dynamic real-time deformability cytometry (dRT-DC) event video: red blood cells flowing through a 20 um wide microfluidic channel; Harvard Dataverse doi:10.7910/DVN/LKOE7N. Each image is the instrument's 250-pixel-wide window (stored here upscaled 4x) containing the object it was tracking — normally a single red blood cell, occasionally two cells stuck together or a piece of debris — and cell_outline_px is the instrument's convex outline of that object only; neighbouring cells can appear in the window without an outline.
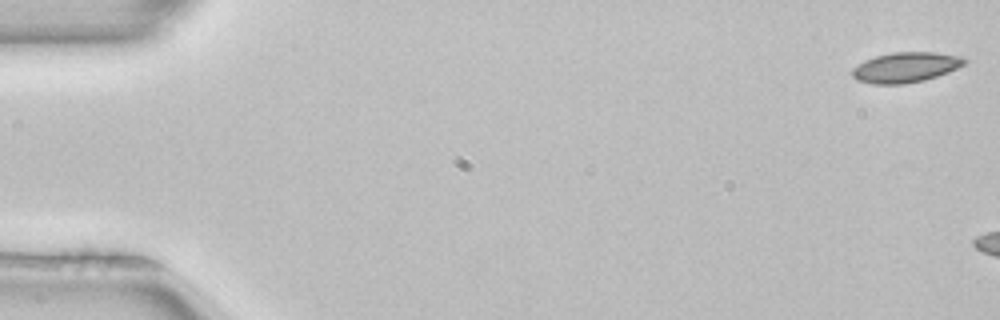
{"species": "common noctule bat (a hibernating species)", "species_latin": "Nyctalus noctula", "temperature_condition": "room temperature", "stored_images_in_passage": 4, "camera_frame_rate_fps": 3000, "um_per_image_px": 0.085, "animal": {"sex": "female", "body_mass_g": 22.7, "forearm_length_mm": 54.2}, "frame": {"image": 1, "passage_image": 1, "time_ms": 0.0, "image_size_px": [1000, 320], "cell_outline_px": [[968, 60], [964, 64], [948, 72], [924, 80], [904, 84], [872, 84], [856, 80], [852, 76], [852, 68], [864, 60], [876, 56], [892, 52], [932, 52], [960, 56]], "centroid_in_image_um": [76.94, 5.72], "position_along_channel_um": 8.1, "area_um2": 19.71}}